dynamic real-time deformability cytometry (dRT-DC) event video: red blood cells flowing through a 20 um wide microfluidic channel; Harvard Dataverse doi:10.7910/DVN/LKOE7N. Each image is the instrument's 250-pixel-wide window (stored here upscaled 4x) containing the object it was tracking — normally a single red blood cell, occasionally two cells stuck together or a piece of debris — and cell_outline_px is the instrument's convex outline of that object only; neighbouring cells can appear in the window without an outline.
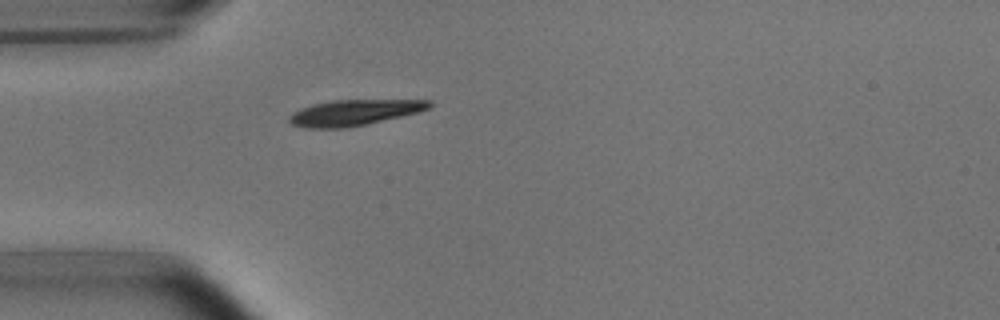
{"species": "common noctule bat (a hibernating species)", "species_latin": "Nyctalus noctula", "temperature_condition": "room temperature", "stored_images_in_passage": 1, "camera_frame_rate_fps": 3000, "um_per_image_px": 0.085, "animal": {"sex": "male", "body_mass_g": 15.6}, "frame": {"image": 1, "passage_image": 1, "time_ms": 0.0, "image_size_px": [1000, 320], "cell_outline_px": [[432, 108], [420, 112], [364, 124], [344, 128], [304, 128], [292, 124], [288, 120], [288, 116], [300, 108], [312, 104], [332, 100], [432, 100]], "centroid_in_image_um": [30.11, 9.56], "position_along_channel_um": 54.9, "area_um2": 21.04}}